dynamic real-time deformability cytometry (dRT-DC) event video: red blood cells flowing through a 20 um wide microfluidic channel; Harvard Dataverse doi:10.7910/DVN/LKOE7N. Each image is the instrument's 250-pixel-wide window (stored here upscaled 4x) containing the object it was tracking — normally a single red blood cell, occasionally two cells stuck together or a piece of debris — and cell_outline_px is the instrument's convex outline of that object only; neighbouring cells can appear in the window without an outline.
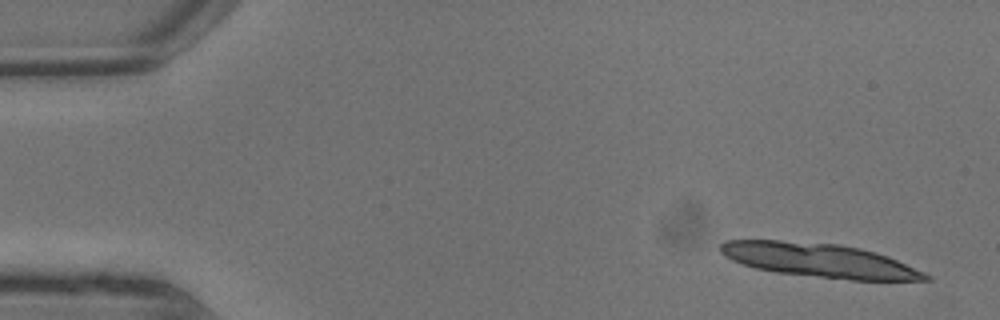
{"species": "common noctule bat (a hibernating species)", "species_latin": "Nyctalus noctula", "temperature_condition": "warm", "stored_images_in_passage": 8, "camera_frame_rate_fps": 3000, "um_per_image_px": 0.085, "animal": {"sex": "male", "body_mass_g": 13.3}, "frame": {"image": 1, "passage_image": 1, "time_ms": 0.0, "image_size_px": [1000, 320], "cell_outline_px": [[932, 280], [852, 280], [776, 272], [756, 268], [732, 260], [724, 256], [720, 252], [720, 244], [724, 240], [780, 240], [840, 244], [860, 248], [876, 252], [888, 256], [924, 272], [932, 276]], "centroid_in_image_um": [69.65, 22.12], "position_along_channel_um": 15.3, "area_um2": 40.46}}
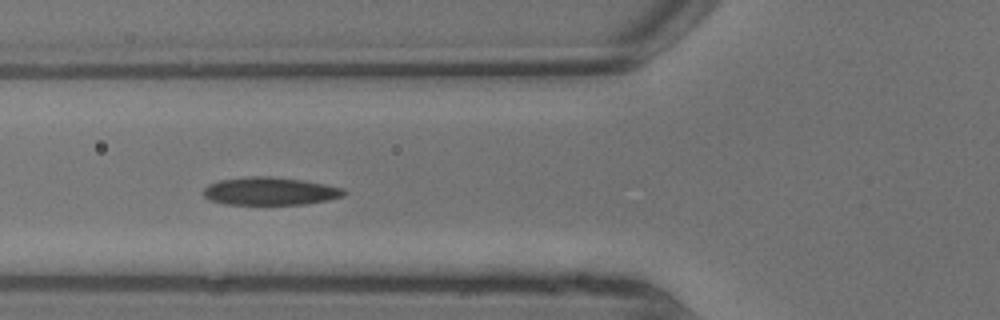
{"frame": {"image": 2, "passage_image": 7, "time_ms": 2.0, "image_size_px": [1000, 320], "cell_outline_px": [[348, 192], [344, 196], [328, 200], [304, 204], [224, 204], [208, 200], [204, 196], [204, 188], [208, 184], [220, 180], [252, 176], [272, 176], [304, 180], [344, 188]], "centroid_in_image_um": [22.97, 16.25], "position_along_channel_um": 102.8, "area_um2": 22.95}}
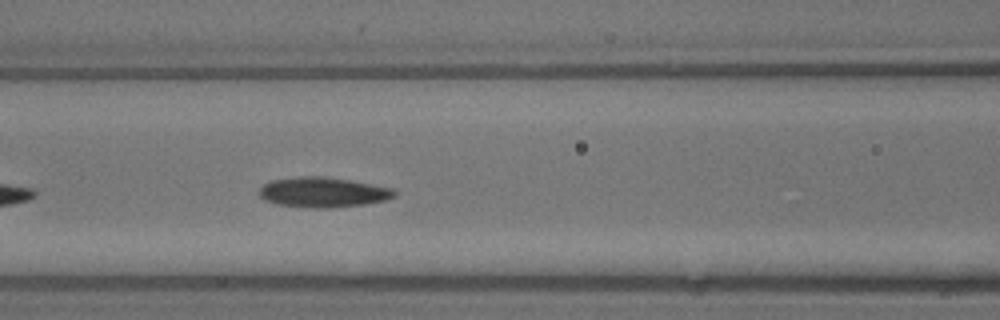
{"frame": {"image": 3, "passage_image": 8, "time_ms": 2.333, "image_size_px": [1000, 320], "cell_outline_px": [[396, 196], [384, 200], [364, 204], [332, 208], [312, 208], [276, 204], [264, 200], [260, 196], [260, 188], [264, 184], [272, 180], [296, 176], [324, 176], [348, 180], [392, 188], [396, 192]], "centroid_in_image_um": [27.43, 16.34], "position_along_channel_um": 139.2, "area_um2": 23.64}}